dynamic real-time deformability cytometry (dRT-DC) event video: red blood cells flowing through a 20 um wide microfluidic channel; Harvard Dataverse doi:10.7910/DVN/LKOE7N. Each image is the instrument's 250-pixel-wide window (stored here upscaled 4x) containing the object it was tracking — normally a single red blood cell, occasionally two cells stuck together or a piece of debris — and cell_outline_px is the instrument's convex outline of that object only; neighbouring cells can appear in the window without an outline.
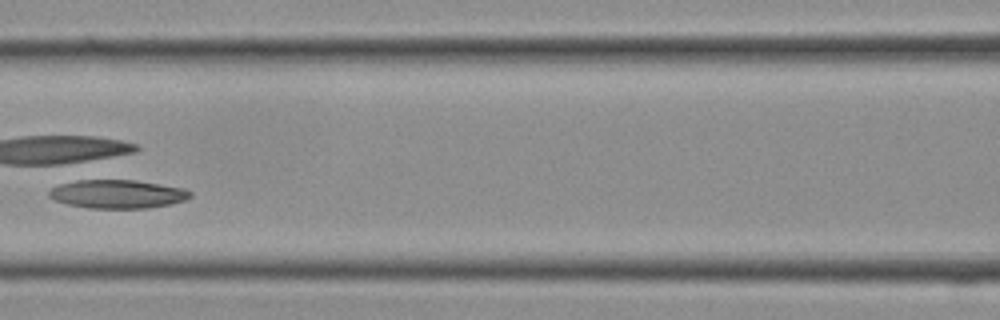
{"species": "Egyptian fruit bat (a non-hibernating species)", "species_latin": "Rousettus aegyptiacus", "temperature_condition": "cold", "stored_images_in_passage": 9, "camera_frame_rate_fps": 3000, "um_per_image_px": 0.085, "frame": {"image": 1, "passage_image": 8, "time_ms": 2.333, "image_size_px": [1000, 320], "cell_outline_px": [[192, 196], [184, 200], [172, 204], [148, 208], [88, 208], [68, 204], [56, 200], [48, 196], [48, 192], [52, 188], [60, 184], [84, 176], [88, 176], [136, 180], [184, 188], [192, 192]], "centroid_in_image_um": [9.93, 16.44], "position_along_channel_um": 156.7, "area_um2": 24.51}}